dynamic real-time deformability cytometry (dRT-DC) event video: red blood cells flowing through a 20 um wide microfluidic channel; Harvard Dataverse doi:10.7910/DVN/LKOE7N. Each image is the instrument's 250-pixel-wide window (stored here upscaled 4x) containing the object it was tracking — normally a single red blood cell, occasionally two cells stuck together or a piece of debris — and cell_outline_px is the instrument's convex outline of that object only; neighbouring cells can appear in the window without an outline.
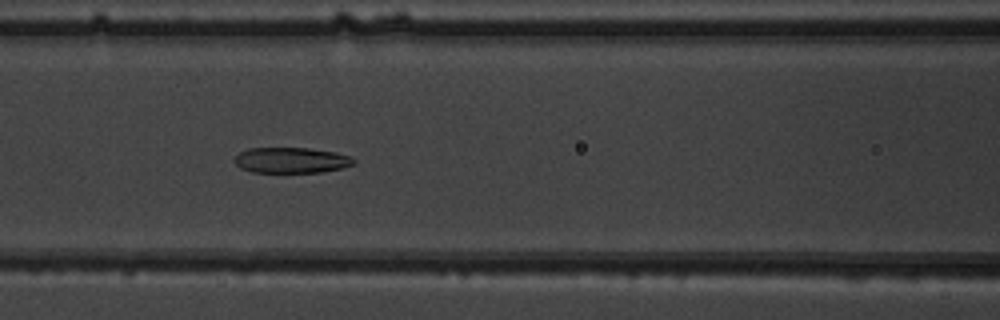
{"species": "common noctule bat (a hibernating species)", "species_latin": "Nyctalus noctula", "temperature_condition": "warm", "stored_images_in_passage": 33, "camera_frame_rate_fps": 3000, "um_per_image_px": 0.085, "animal": {"sex": "male", "body_mass_g": 19.5, "forearm_length_mm": 54.6}, "frame": {"image": 1, "passage_image": 9, "time_ms": 2.667, "image_size_px": [1000, 320], "cell_outline_px": [[356, 164], [344, 168], [320, 172], [252, 172], [240, 168], [232, 160], [240, 152], [248, 148], [308, 148], [336, 152], [352, 156], [356, 160]], "centroid_in_image_um": [24.8, 13.62], "position_along_channel_um": 141.8, "area_um2": 18.03}}
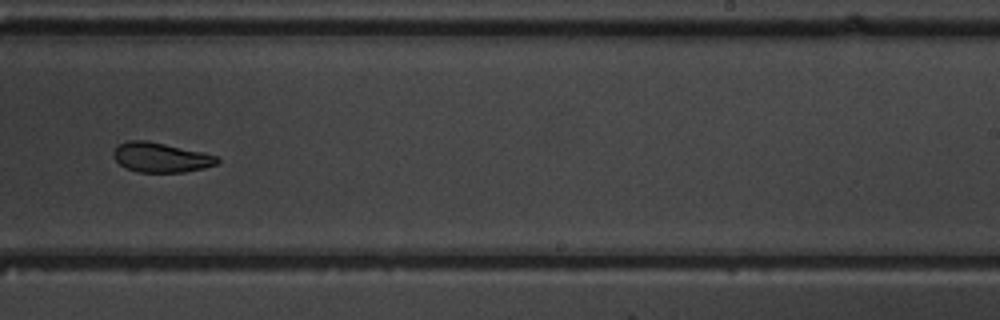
{"frame": {"image": 2, "passage_image": 19, "time_ms": 6.0, "image_size_px": [1000, 320], "cell_outline_px": [[220, 164], [204, 168], [184, 172], [140, 172], [128, 168], [120, 164], [112, 156], [112, 152], [116, 144], [128, 140], [148, 140], [204, 152], [216, 156], [220, 160]], "centroid_in_image_um": [13.67, 13.36], "position_along_channel_um": 275.3, "area_um2": 18.21}}
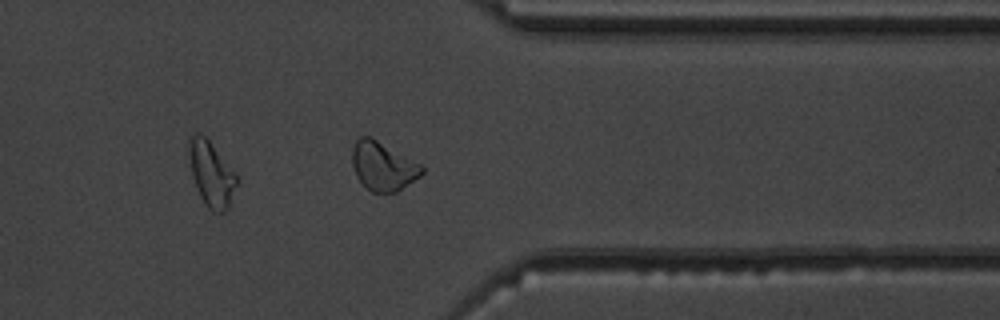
{"frame": {"image": 3, "passage_image": 27, "time_ms": 8.667, "image_size_px": [1000, 320], "cell_outline_px": [[424, 172], [420, 176], [396, 192], [372, 192], [356, 176], [352, 164], [352, 148], [356, 140], [360, 136], [368, 136], [376, 140], [420, 164], [424, 168]], "centroid_in_image_um": [32.53, 14.13], "position_along_channel_um": 378.9, "area_um2": 19.31}}